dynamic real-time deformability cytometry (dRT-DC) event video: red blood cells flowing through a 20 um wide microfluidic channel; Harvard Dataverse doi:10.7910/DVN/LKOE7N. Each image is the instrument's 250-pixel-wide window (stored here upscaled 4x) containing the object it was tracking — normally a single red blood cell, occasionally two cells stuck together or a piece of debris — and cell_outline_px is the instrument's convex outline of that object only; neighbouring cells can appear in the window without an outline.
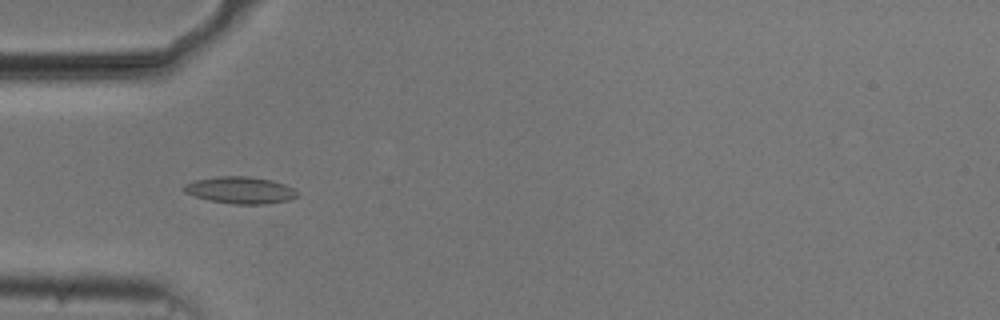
{"species": "common noctule bat (a hibernating species)", "species_latin": "Nyctalus noctula", "temperature_condition": "cold", "stored_images_in_passage": 48, "camera_frame_rate_fps": 3000, "um_per_image_px": 0.085, "animal": {"sex": "male", "body_mass_g": 20.5, "forearm_length_mm": 52.5}, "frame": {"image": 1, "passage_image": 11, "time_ms": 3.333, "image_size_px": [1000, 320], "cell_outline_px": [[300, 192], [296, 196], [288, 200], [268, 204], [236, 204], [208, 200], [184, 192], [184, 184], [196, 180], [216, 176], [248, 176], [272, 180], [284, 184]], "centroid_in_image_um": [20.44, 16.16], "position_along_channel_um": 64.6, "area_um2": 17.69}}
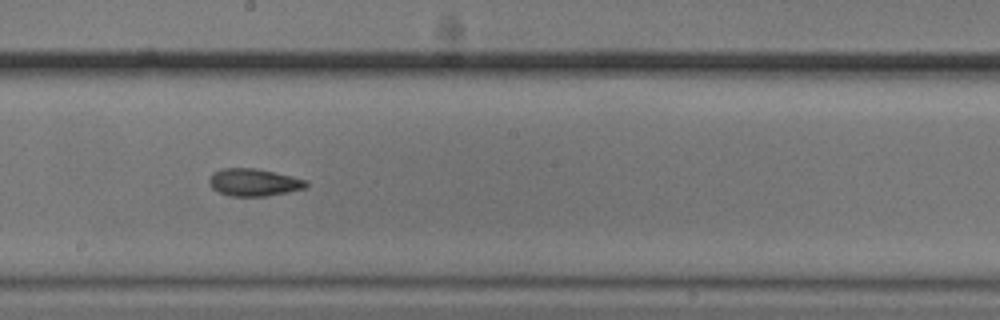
{"frame": {"image": 2, "passage_image": 24, "time_ms": 7.667, "image_size_px": [1000, 320], "cell_outline_px": [[308, 188], [268, 196], [228, 196], [212, 188], [208, 180], [212, 172], [224, 168], [256, 168], [292, 176], [308, 180]], "centroid_in_image_um": [21.6, 15.5], "position_along_channel_um": 226.6, "area_um2": 15.66}}
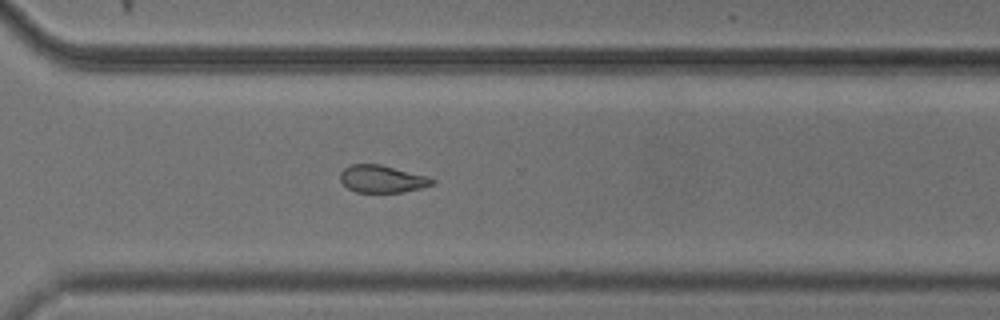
{"frame": {"image": 3, "passage_image": 33, "time_ms": 10.667, "image_size_px": [1000, 320], "cell_outline_px": [[436, 184], [404, 192], [356, 192], [348, 188], [340, 180], [340, 172], [344, 168], [352, 164], [380, 164], [428, 176], [436, 180]], "centroid_in_image_um": [32.5, 15.21], "position_along_channel_um": 338.1, "area_um2": 14.74}, "authors_computed_cell_mechanics": {"area_um2": 15.8372, "velocity_mm_per_s": 3.7347, "shape_relaxation_time_tau1_ms": null, "shape_relaxation_time_tau2_ms": 4.3827, "deformation_change_tau1": null, "deformation_change_tau2": 0.1072}}